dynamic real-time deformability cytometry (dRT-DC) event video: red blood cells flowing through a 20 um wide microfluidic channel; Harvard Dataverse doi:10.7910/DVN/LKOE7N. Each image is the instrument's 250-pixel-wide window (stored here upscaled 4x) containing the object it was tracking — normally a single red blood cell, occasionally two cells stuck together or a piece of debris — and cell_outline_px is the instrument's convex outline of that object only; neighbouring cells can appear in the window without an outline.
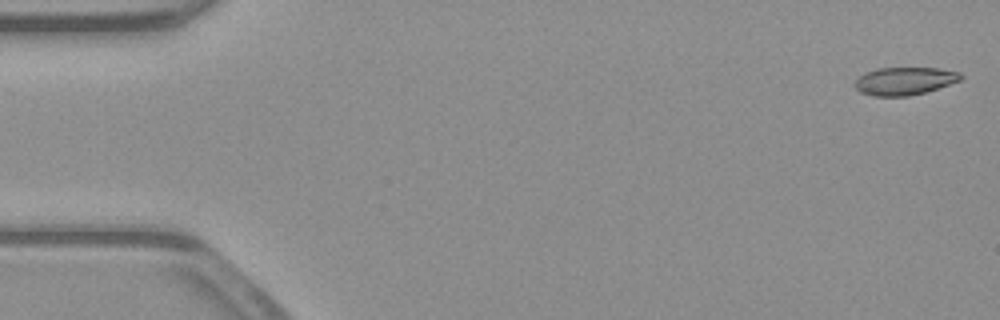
{"species": "common noctule bat (a hibernating species)", "species_latin": "Nyctalus noctula", "temperature_condition": "warm", "stored_images_in_passage": 52, "camera_frame_rate_fps": 3000, "um_per_image_px": 0.085, "animal": {"sex": "male", "body_mass_g": 23.1, "forearm_length_mm": 52.7}, "frame": {"image": 1, "passage_image": 1, "time_ms": 0.0, "image_size_px": [1000, 320], "cell_outline_px": [[964, 76], [960, 80], [924, 92], [908, 96], [872, 96], [860, 92], [852, 84], [864, 72], [876, 68], [936, 68], [960, 72]], "centroid_in_image_um": [76.83, 6.88], "position_along_channel_um": 8.2, "area_um2": 17.11}}
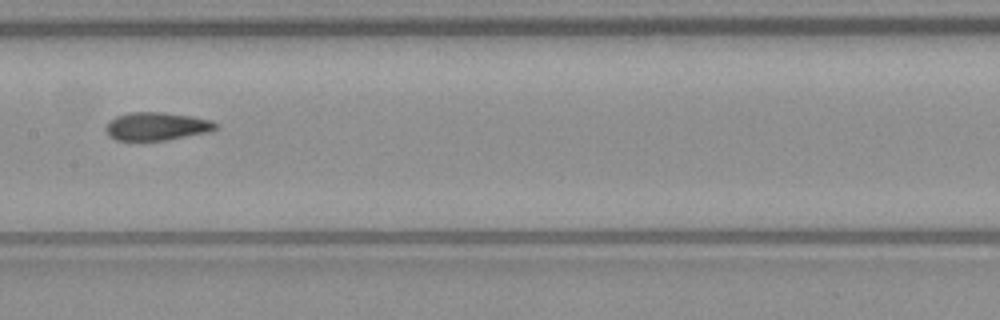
{"frame": {"image": 2, "passage_image": 26, "time_ms": 8.333, "image_size_px": [1000, 320], "cell_outline_px": [[216, 128], [204, 132], [168, 140], [116, 140], [108, 136], [104, 128], [108, 120], [116, 116], [128, 112], [164, 112], [192, 116], [212, 120], [216, 124]], "centroid_in_image_um": [13.23, 10.72], "position_along_channel_um": 194.2, "area_um2": 17.98}}
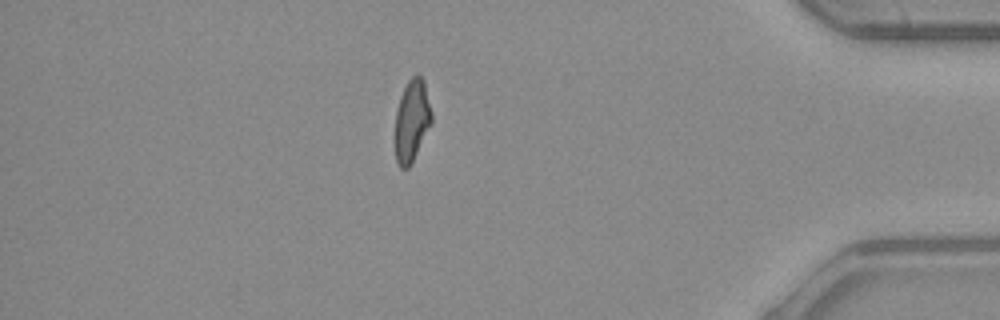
{"frame": {"image": 3, "passage_image": 45, "time_ms": 14.667, "image_size_px": [1000, 320], "cell_outline_px": [[432, 124], [408, 168], [400, 168], [396, 160], [396, 112], [400, 96], [408, 80], [416, 72], [424, 80], [432, 112]], "centroid_in_image_um": [35.03, 10.21], "position_along_channel_um": 400.2, "area_um2": 17.34}, "authors_computed_cell_mechanics": {"area_um2": 18.1203, "velocity_mm_per_s": 3.9368, "shape_relaxation_time_tau1_ms": 6.2264, "shape_relaxation_time_tau2_ms": 1.964, "deformation_change_tau1": 0.1826, "deformation_change_tau2": 0.0917}}